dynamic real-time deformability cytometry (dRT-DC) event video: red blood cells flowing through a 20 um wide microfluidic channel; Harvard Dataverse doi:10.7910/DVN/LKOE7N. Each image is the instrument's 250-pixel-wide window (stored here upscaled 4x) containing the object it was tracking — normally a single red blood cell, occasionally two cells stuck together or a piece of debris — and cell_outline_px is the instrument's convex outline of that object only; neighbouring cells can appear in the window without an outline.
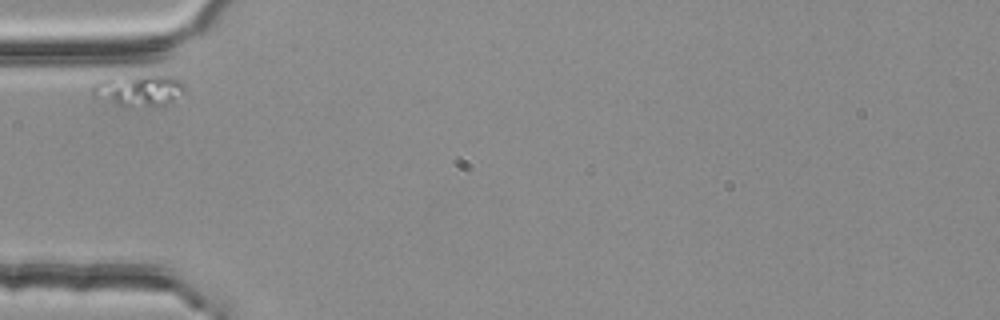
{"species": "common noctule bat (a hibernating species)", "species_latin": "Nyctalus noctula", "temperature_condition": "room temperature", "stored_images_in_passage": 1, "camera_frame_rate_fps": 3000, "um_per_image_px": 0.085, "animal": {"sex": "female", "body_mass_g": 25.1}, "frame": {"image": 1, "passage_image": 1, "time_ms": 0.0, "image_size_px": [1000, 320], "cell_outline_px": [[188, 92], [168, 104], [116, 104], [96, 100], [92, 96], [92, 88], [96, 84], [108, 76], [152, 72], [168, 76], [180, 80], [188, 88]], "centroid_in_image_um": [11.83, 7.58], "position_along_channel_um": 73.2, "area_um2": 17.69}}